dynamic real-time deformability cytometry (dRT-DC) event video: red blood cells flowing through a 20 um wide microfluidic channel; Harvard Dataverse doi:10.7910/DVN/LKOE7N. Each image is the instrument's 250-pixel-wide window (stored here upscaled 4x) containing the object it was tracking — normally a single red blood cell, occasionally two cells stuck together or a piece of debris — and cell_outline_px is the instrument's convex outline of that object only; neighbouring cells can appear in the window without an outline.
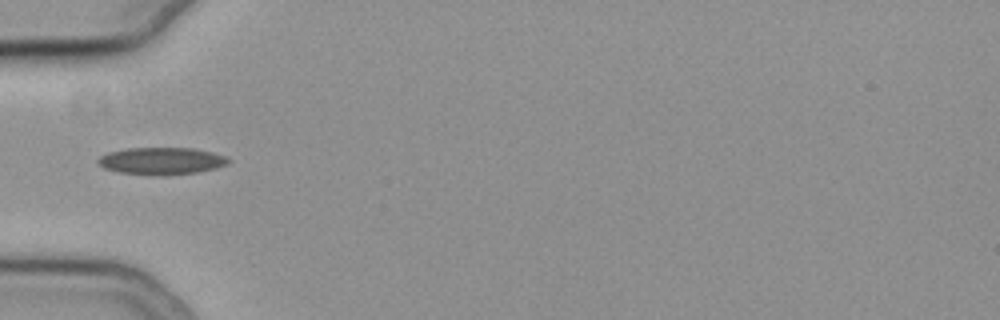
{"species": "common noctule bat (a hibernating species)", "species_latin": "Nyctalus noctula", "temperature_condition": "cold", "stored_images_in_passage": 16, "camera_frame_rate_fps": 3000, "um_per_image_px": 0.085, "animal": {"sex": "female", "body_mass_g": 19.3, "forearm_length_mm": 54.1}, "frame": {"image": 1, "passage_image": 1, "time_ms": 0.0, "image_size_px": [1000, 320], "cell_outline_px": [[232, 160], [228, 164], [216, 168], [196, 172], [168, 176], [156, 176], [120, 172], [104, 168], [96, 160], [100, 156], [108, 152], [128, 148], [192, 148], [212, 152], [228, 156]], "centroid_in_image_um": [13.77, 13.69], "position_along_channel_um": 71.2, "area_um2": 20.87}}
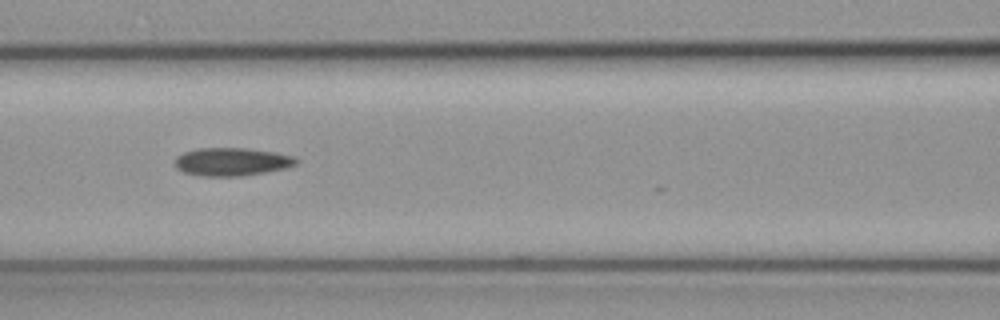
{"frame": {"image": 2, "passage_image": 7, "time_ms": 2.0, "image_size_px": [1000, 320], "cell_outline_px": [[300, 160], [296, 164], [284, 168], [244, 176], [200, 176], [184, 172], [176, 168], [172, 160], [176, 156], [184, 152], [196, 148], [244, 148], [276, 152], [296, 156]], "centroid_in_image_um": [19.68, 13.74], "position_along_channel_um": 146.9, "area_um2": 20.11}}
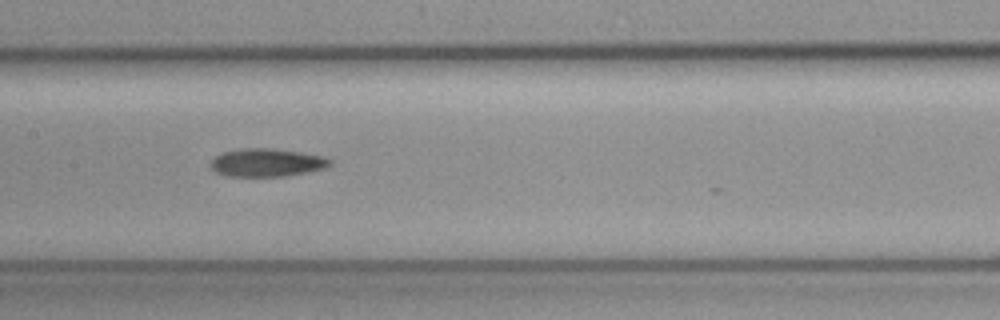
{"frame": {"image": 3, "passage_image": 10, "time_ms": 3.0, "image_size_px": [1000, 320], "cell_outline_px": [[332, 164], [324, 168], [284, 176], [228, 176], [216, 172], [208, 164], [216, 156], [224, 152], [244, 148], [268, 148], [300, 152], [324, 156], [332, 160]], "centroid_in_image_um": [22.67, 13.82], "position_along_channel_um": 184.7, "area_um2": 19.31}}